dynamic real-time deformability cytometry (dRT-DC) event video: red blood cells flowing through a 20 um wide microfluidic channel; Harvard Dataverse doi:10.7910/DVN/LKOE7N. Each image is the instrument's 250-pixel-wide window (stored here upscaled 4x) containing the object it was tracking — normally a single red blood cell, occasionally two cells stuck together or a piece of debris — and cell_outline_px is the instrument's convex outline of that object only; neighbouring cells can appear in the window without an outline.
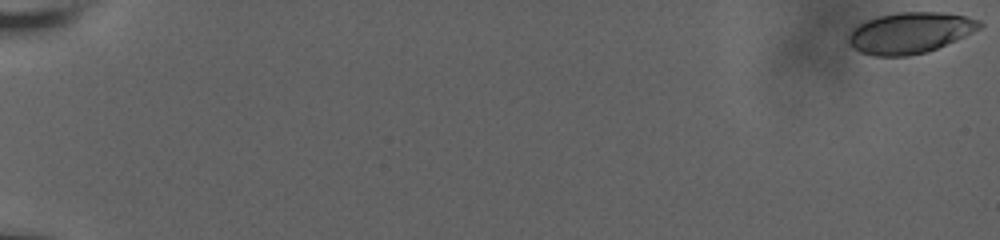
{"species": "human", "species_latin": "Homo sapiens", "temperature_condition": "room temperature", "stored_images_in_passage": 60, "camera_frame_rate_fps": 3000, "um_per_image_px": 0.085, "donor": {"sex": "male"}, "frame": {"image": 1, "passage_image": 1, "time_ms": 0.0, "image_size_px": [1000, 240], "cell_outline_px": [[984, 24], [980, 28], [964, 36], [928, 52], [908, 56], [872, 56], [860, 52], [848, 44], [848, 36], [860, 24], [868, 20], [880, 16], [900, 12], [940, 12], [964, 16], [980, 20]], "centroid_in_image_um": [77.36, 2.8], "position_along_channel_um": 7.6, "area_um2": 31.04}}
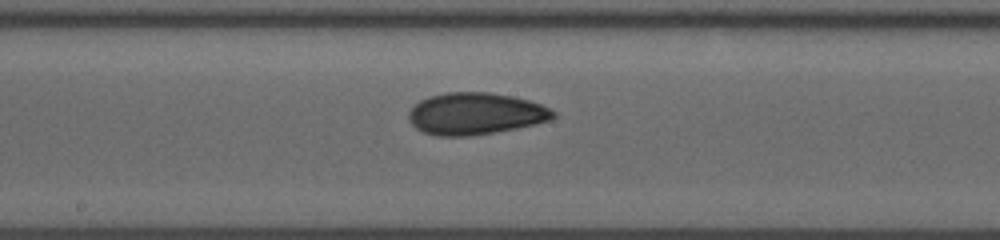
{"frame": {"image": 2, "passage_image": 36, "time_ms": 11.667, "image_size_px": [1000, 240], "cell_outline_px": [[556, 116], [552, 120], [536, 124], [516, 128], [468, 136], [440, 136], [424, 132], [416, 128], [408, 120], [408, 112], [420, 100], [428, 96], [448, 92], [488, 92], [512, 96], [528, 100], [540, 104], [556, 112]], "centroid_in_image_um": [40.41, 9.66], "position_along_channel_um": 207.8, "area_um2": 35.2}}
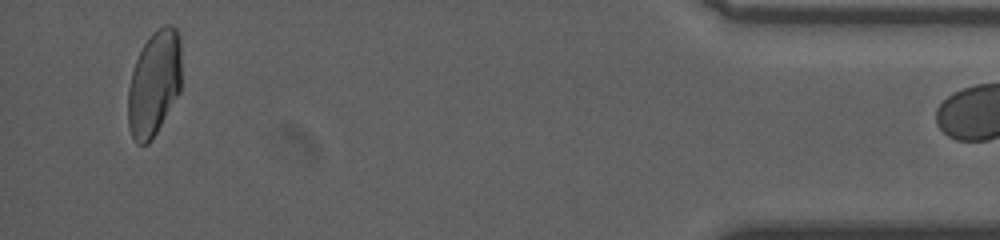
{"frame": {"image": 3, "passage_image": 59, "time_ms": 19.333, "image_size_px": [1000, 240], "cell_outline_px": [[180, 92], [156, 132], [148, 144], [136, 144], [128, 128], [128, 88], [132, 72], [136, 60], [144, 44], [152, 32], [164, 24], [172, 24], [176, 28], [180, 36]], "centroid_in_image_um": [13.1, 7.07], "position_along_channel_um": 422.1, "area_um2": 32.83}}